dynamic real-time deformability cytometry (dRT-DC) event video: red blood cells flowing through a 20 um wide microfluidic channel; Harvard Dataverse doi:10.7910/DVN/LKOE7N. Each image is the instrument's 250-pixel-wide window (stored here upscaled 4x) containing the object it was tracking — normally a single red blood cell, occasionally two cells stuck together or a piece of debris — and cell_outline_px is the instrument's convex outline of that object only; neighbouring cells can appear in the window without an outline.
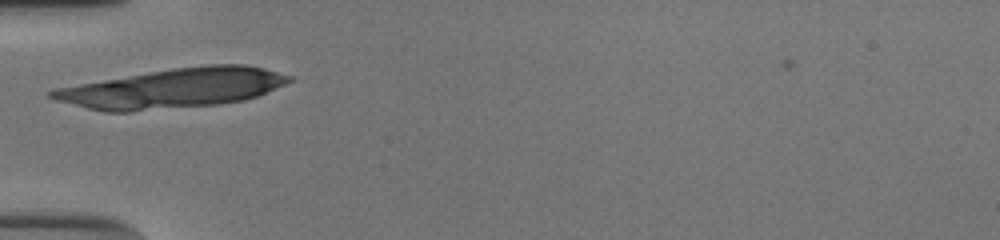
{"species": "human", "species_latin": "Homo sapiens", "temperature_condition": "cold", "stored_images_in_passage": 22, "camera_frame_rate_fps": 3000, "um_per_image_px": 0.085, "donor": {"sex": "male"}, "frame": {"image": 1, "passage_image": 1, "time_ms": 0.0, "image_size_px": [1000, 240], "cell_outline_px": [[292, 80], [284, 84], [256, 96], [244, 100], [216, 104], [128, 112], [104, 112], [56, 100], [48, 96], [48, 92], [56, 88], [148, 72], [172, 68], [208, 64], [244, 64], [264, 68], [292, 76]], "centroid_in_image_um": [14.71, 7.5], "position_along_channel_um": 70.3, "area_um2": 54.16}}
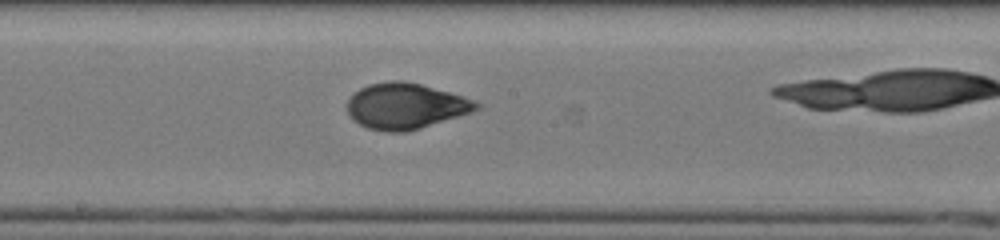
{"frame": {"image": 2, "passage_image": 9, "time_ms": 2.667, "image_size_px": [1000, 240], "cell_outline_px": [[480, 108], [472, 112], [408, 132], [388, 132], [368, 128], [352, 120], [348, 116], [348, 100], [360, 88], [368, 84], [392, 80], [400, 80], [420, 84], [464, 96], [480, 104]], "centroid_in_image_um": [34.46, 9.02], "position_along_channel_um": 213.7, "area_um2": 34.39}}
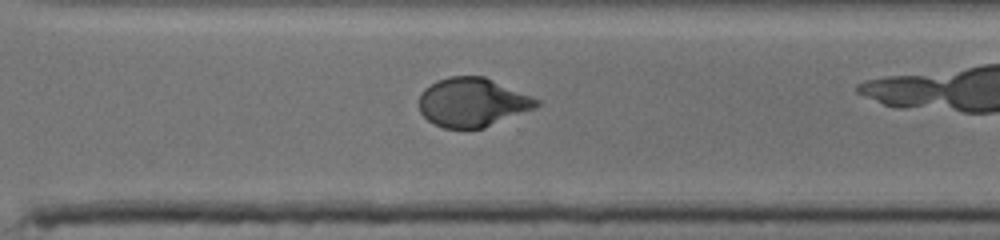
{"frame": {"image": 3, "passage_image": 18, "time_ms": 5.667, "image_size_px": [1000, 240], "cell_outline_px": [[540, 104], [536, 108], [484, 128], [444, 128], [428, 120], [420, 112], [420, 92], [424, 88], [436, 80], [448, 76], [484, 76], [532, 96], [540, 100]], "centroid_in_image_um": [40.16, 8.69], "position_along_channel_um": 330.4, "area_um2": 33.52}}